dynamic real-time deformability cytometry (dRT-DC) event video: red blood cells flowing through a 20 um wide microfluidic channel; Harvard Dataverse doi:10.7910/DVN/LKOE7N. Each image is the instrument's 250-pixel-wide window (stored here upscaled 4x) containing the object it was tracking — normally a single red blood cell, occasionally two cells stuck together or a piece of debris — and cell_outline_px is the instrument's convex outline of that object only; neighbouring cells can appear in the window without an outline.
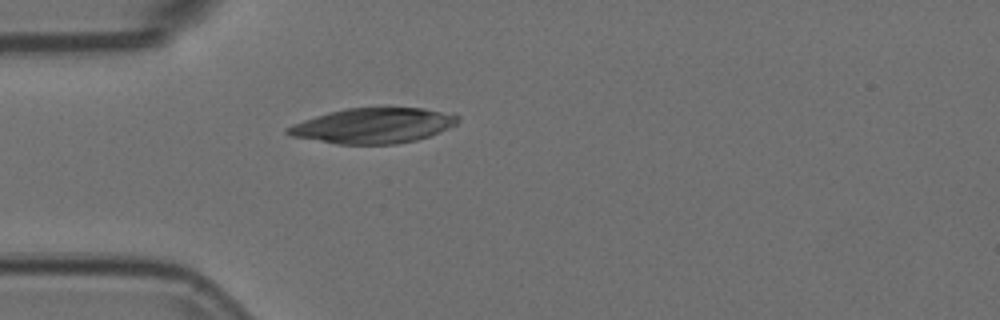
{"species": "Egyptian fruit bat (a non-hibernating species)", "species_latin": "Rousettus aegyptiacus", "temperature_condition": "room temperature", "stored_images_in_passage": 6, "camera_frame_rate_fps": 3000, "um_per_image_px": 0.085, "animal": {"sex": "female"}, "frame": {"image": 1, "passage_image": 3, "time_ms": 0.667, "image_size_px": [1000, 320], "cell_outline_px": [[460, 120], [456, 124], [428, 136], [416, 140], [396, 144], [340, 144], [292, 136], [284, 132], [284, 128], [292, 124], [328, 112], [344, 108], [424, 108], [460, 116]], "centroid_in_image_um": [31.69, 10.67], "position_along_channel_um": 53.3, "area_um2": 34.62}}